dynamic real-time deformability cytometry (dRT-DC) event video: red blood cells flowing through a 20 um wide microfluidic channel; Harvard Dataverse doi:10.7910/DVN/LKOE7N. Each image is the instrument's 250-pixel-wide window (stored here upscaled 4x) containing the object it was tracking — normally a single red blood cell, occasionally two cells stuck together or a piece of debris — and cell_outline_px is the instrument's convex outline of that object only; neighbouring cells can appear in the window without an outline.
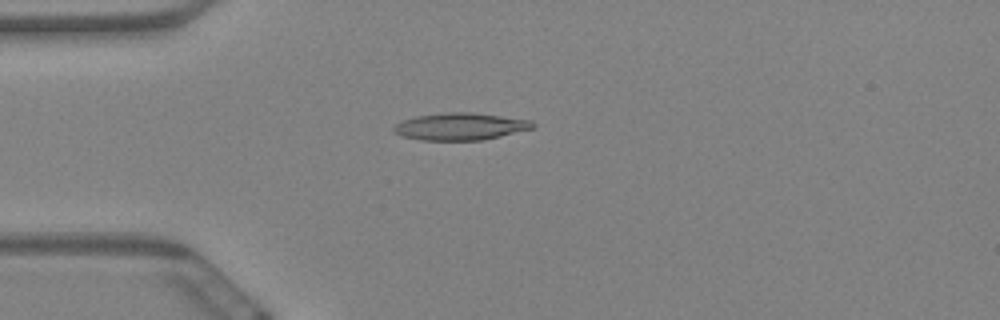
{"species": "Egyptian fruit bat (a non-hibernating species)", "species_latin": "Rousettus aegyptiacus", "temperature_condition": "warm", "stored_images_in_passage": 59, "camera_frame_rate_fps": 3000, "um_per_image_px": 0.085, "animal": {"sex": "female"}, "frame": {"image": 1, "passage_image": 16, "time_ms": 5.0, "image_size_px": [1000, 320], "cell_outline_px": [[536, 124], [532, 128], [484, 140], [420, 140], [400, 136], [392, 132], [392, 128], [396, 124], [404, 120], [416, 116], [444, 112], [472, 112], [532, 120]], "centroid_in_image_um": [39.09, 10.75], "position_along_channel_um": 45.9, "area_um2": 22.08}}
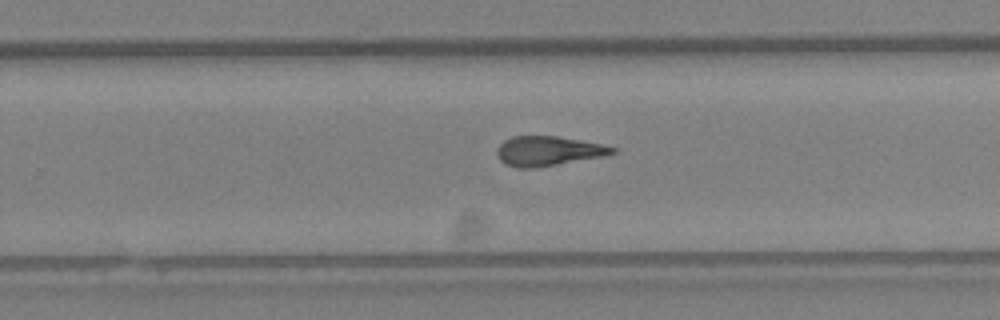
{"frame": {"image": 2, "passage_image": 38, "time_ms": 12.333, "image_size_px": [1000, 320], "cell_outline_px": [[616, 152], [600, 156], [536, 168], [516, 168], [504, 164], [500, 160], [496, 152], [496, 148], [504, 140], [512, 136], [556, 136], [580, 140], [600, 144], [616, 148]], "centroid_in_image_um": [46.51, 12.83], "position_along_channel_um": 283.3, "area_um2": 19.71}}
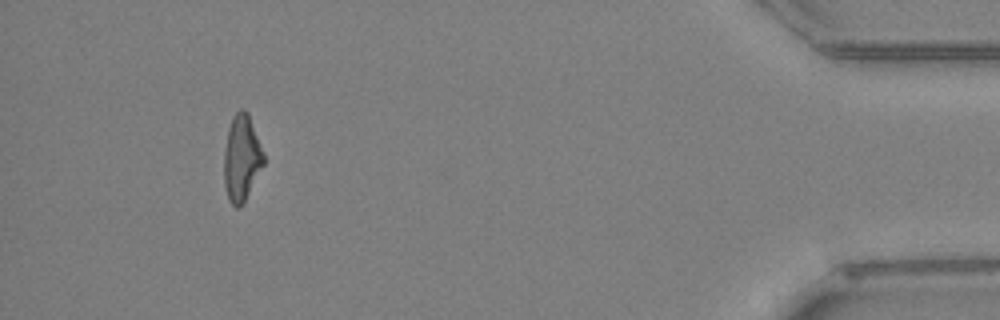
{"frame": {"image": 3, "passage_image": 55, "time_ms": 18.0, "image_size_px": [1000, 320], "cell_outline_px": [[264, 164], [244, 204], [236, 208], [228, 200], [224, 184], [224, 148], [228, 128], [232, 116], [240, 108], [244, 108], [248, 112], [264, 152]], "centroid_in_image_um": [20.54, 13.43], "position_along_channel_um": 414.7, "area_um2": 20.29}, "authors_computed_cell_mechanics": {"area_um2": 20.3456, "velocity_mm_per_s": 3.4749, "shape_relaxation_time_tau1_ms": 10.3936, "shape_relaxation_time_tau2_ms": 4.2365, "deformation_change_tau1": 0.2611, "deformation_change_tau2": 0.1544}}